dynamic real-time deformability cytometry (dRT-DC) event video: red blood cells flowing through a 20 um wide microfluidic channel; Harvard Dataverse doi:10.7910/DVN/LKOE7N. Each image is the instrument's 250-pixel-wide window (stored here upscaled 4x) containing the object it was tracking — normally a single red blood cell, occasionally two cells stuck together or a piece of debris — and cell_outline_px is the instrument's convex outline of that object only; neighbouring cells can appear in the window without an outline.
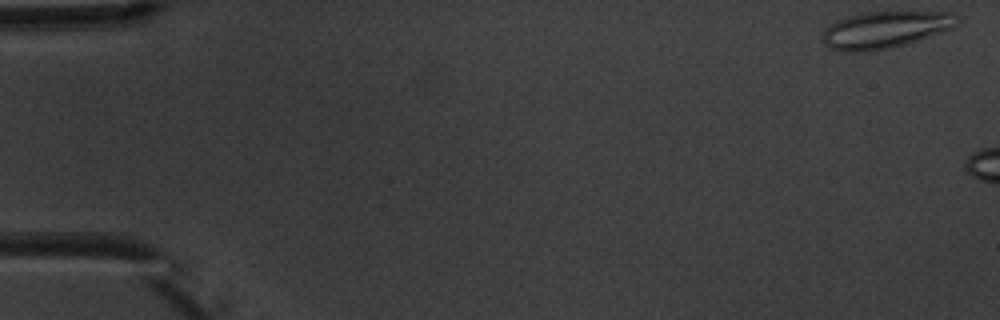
{"species": "common noctule bat (a hibernating species)", "species_latin": "Nyctalus noctula", "temperature_condition": "warm", "stored_images_in_passage": 6, "camera_frame_rate_fps": 3000, "um_per_image_px": 0.085, "animal": {"sex": "male", "body_mass_g": 20.1, "forearm_length_mm": 53.5}, "frame": {"image": 1, "passage_image": 1, "time_ms": 0.0, "image_size_px": [1000, 320], "cell_outline_px": [[960, 20], [952, 28], [904, 44], [888, 48], [864, 52], [848, 52], [828, 48], [820, 40], [820, 36], [824, 28], [836, 20], [848, 16], [864, 12], [952, 12], [960, 16]], "centroid_in_image_um": [75.16, 2.52], "position_along_channel_um": 9.8, "area_um2": 29.02}}
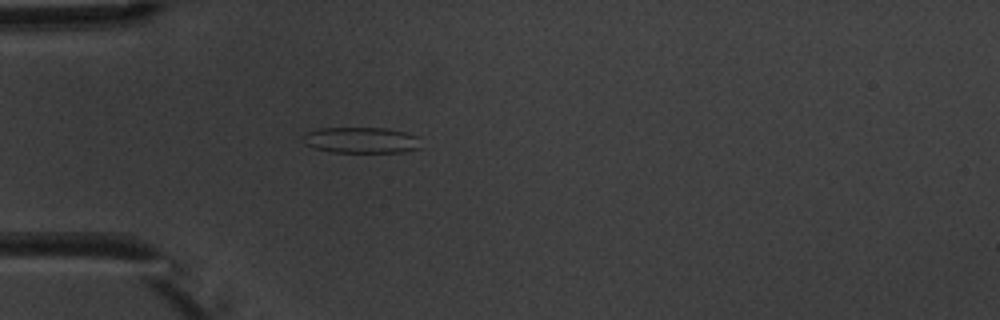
{"frame": {"image": 2, "passage_image": 6, "time_ms": 6.667, "image_size_px": [1000, 320], "cell_outline_px": [[420, 148], [404, 152], [332, 152], [316, 148], [304, 144], [300, 136], [316, 128], [388, 128], [404, 132], [416, 136]], "centroid_in_image_um": [30.64, 11.91], "position_along_channel_um": 54.4, "area_um2": 17.86}}